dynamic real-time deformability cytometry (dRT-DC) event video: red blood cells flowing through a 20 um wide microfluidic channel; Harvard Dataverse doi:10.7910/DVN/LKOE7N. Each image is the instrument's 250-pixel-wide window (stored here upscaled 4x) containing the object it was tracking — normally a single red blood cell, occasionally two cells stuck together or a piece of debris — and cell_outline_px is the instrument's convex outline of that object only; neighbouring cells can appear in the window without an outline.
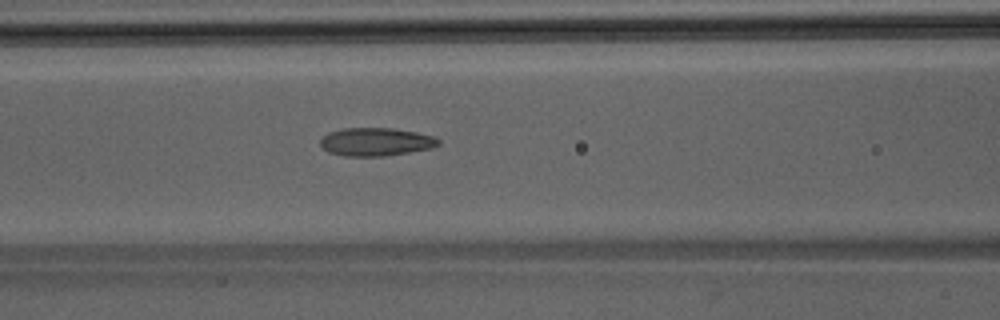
{"species": "Egyptian fruit bat (a non-hibernating species)", "species_latin": "Rousettus aegyptiacus", "temperature_condition": "room temperature", "stored_images_in_passage": 48, "camera_frame_rate_fps": 3000, "um_per_image_px": 0.085, "animal": {"sex": "male"}, "frame": {"image": 1, "passage_image": 21, "time_ms": 6.667, "image_size_px": [1000, 320], "cell_outline_px": [[440, 144], [432, 148], [384, 156], [344, 156], [328, 152], [320, 144], [320, 140], [328, 132], [344, 128], [392, 128], [416, 132], [432, 136], [440, 140]], "centroid_in_image_um": [31.94, 12.05], "position_along_channel_um": 134.7, "area_um2": 19.31}}
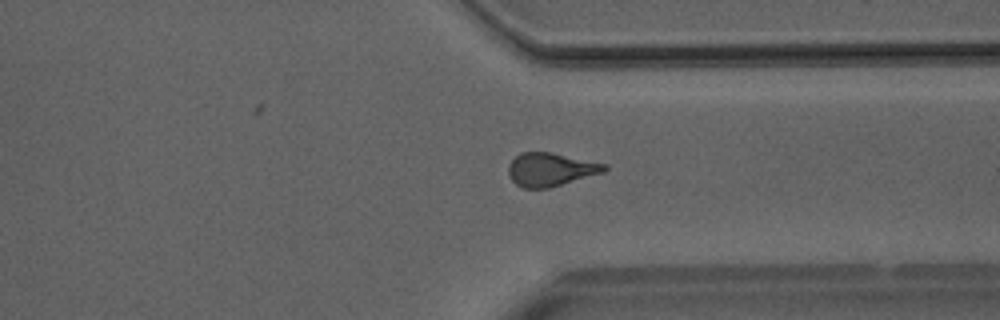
{"frame": {"image": 2, "passage_image": 37, "time_ms": 12.0, "image_size_px": [1000, 320], "cell_outline_px": [[608, 168], [604, 172], [548, 188], [524, 188], [516, 184], [508, 176], [508, 164], [520, 152], [552, 152], [608, 164]], "centroid_in_image_um": [46.8, 14.39], "position_along_channel_um": 364.6, "area_um2": 18.73}}
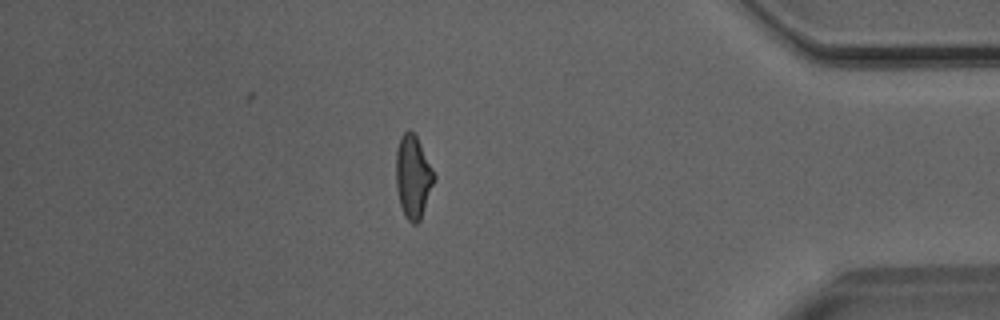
{"frame": {"image": 3, "passage_image": 42, "time_ms": 13.667, "image_size_px": [1000, 320], "cell_outline_px": [[436, 176], [420, 220], [416, 224], [412, 224], [404, 216], [400, 204], [396, 188], [396, 148], [400, 136], [408, 128], [416, 136]], "centroid_in_image_um": [35.08, 15.02], "position_along_channel_um": 400.1, "area_um2": 18.32}}